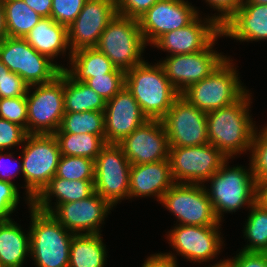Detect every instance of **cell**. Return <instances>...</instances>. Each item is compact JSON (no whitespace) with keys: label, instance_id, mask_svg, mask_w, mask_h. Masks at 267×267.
Wrapping results in <instances>:
<instances>
[{"label":"cell","instance_id":"6da1fadb","mask_svg":"<svg viewBox=\"0 0 267 267\" xmlns=\"http://www.w3.org/2000/svg\"><path fill=\"white\" fill-rule=\"evenodd\" d=\"M247 91L232 105L207 112V134L209 143L229 159L251 151L255 123L250 116L251 97Z\"/></svg>","mask_w":267,"mask_h":267},{"label":"cell","instance_id":"7a4b0ae2","mask_svg":"<svg viewBox=\"0 0 267 267\" xmlns=\"http://www.w3.org/2000/svg\"><path fill=\"white\" fill-rule=\"evenodd\" d=\"M125 86L148 119L161 120L180 96L158 62L151 65L143 61L126 71Z\"/></svg>","mask_w":267,"mask_h":267},{"label":"cell","instance_id":"3957f363","mask_svg":"<svg viewBox=\"0 0 267 267\" xmlns=\"http://www.w3.org/2000/svg\"><path fill=\"white\" fill-rule=\"evenodd\" d=\"M229 160L207 180L210 181V189L205 186L220 222L224 213L236 212L244 206L250 208L257 200V182L251 162L247 170L243 166H228Z\"/></svg>","mask_w":267,"mask_h":267},{"label":"cell","instance_id":"277c9868","mask_svg":"<svg viewBox=\"0 0 267 267\" xmlns=\"http://www.w3.org/2000/svg\"><path fill=\"white\" fill-rule=\"evenodd\" d=\"M30 209V256L36 267H69L71 241L75 234L50 213L33 205Z\"/></svg>","mask_w":267,"mask_h":267},{"label":"cell","instance_id":"5b68a950","mask_svg":"<svg viewBox=\"0 0 267 267\" xmlns=\"http://www.w3.org/2000/svg\"><path fill=\"white\" fill-rule=\"evenodd\" d=\"M21 146L25 200L31 206L56 175L61 152L54 134H28Z\"/></svg>","mask_w":267,"mask_h":267},{"label":"cell","instance_id":"8992f818","mask_svg":"<svg viewBox=\"0 0 267 267\" xmlns=\"http://www.w3.org/2000/svg\"><path fill=\"white\" fill-rule=\"evenodd\" d=\"M232 61L227 57L209 76L191 84L180 95L205 113L237 102L248 90L241 84Z\"/></svg>","mask_w":267,"mask_h":267},{"label":"cell","instance_id":"52a82bcc","mask_svg":"<svg viewBox=\"0 0 267 267\" xmlns=\"http://www.w3.org/2000/svg\"><path fill=\"white\" fill-rule=\"evenodd\" d=\"M146 45L138 19L117 14L102 32L96 48L126 72L145 61L141 54Z\"/></svg>","mask_w":267,"mask_h":267},{"label":"cell","instance_id":"ba28073f","mask_svg":"<svg viewBox=\"0 0 267 267\" xmlns=\"http://www.w3.org/2000/svg\"><path fill=\"white\" fill-rule=\"evenodd\" d=\"M26 101L27 134H54L65 113L64 70L50 83L30 85Z\"/></svg>","mask_w":267,"mask_h":267},{"label":"cell","instance_id":"9c48e42d","mask_svg":"<svg viewBox=\"0 0 267 267\" xmlns=\"http://www.w3.org/2000/svg\"><path fill=\"white\" fill-rule=\"evenodd\" d=\"M0 60L29 86L50 83L65 69L38 53L20 37H6L0 43Z\"/></svg>","mask_w":267,"mask_h":267},{"label":"cell","instance_id":"30bf717a","mask_svg":"<svg viewBox=\"0 0 267 267\" xmlns=\"http://www.w3.org/2000/svg\"><path fill=\"white\" fill-rule=\"evenodd\" d=\"M160 203L178 219L177 225H221L204 184L174 183Z\"/></svg>","mask_w":267,"mask_h":267},{"label":"cell","instance_id":"8fae6325","mask_svg":"<svg viewBox=\"0 0 267 267\" xmlns=\"http://www.w3.org/2000/svg\"><path fill=\"white\" fill-rule=\"evenodd\" d=\"M168 159L175 183L204 184L229 158L207 143L169 147Z\"/></svg>","mask_w":267,"mask_h":267},{"label":"cell","instance_id":"7c38bea8","mask_svg":"<svg viewBox=\"0 0 267 267\" xmlns=\"http://www.w3.org/2000/svg\"><path fill=\"white\" fill-rule=\"evenodd\" d=\"M94 191L113 207L129 199L131 163L118 144H106L94 160Z\"/></svg>","mask_w":267,"mask_h":267},{"label":"cell","instance_id":"4fadbf2b","mask_svg":"<svg viewBox=\"0 0 267 267\" xmlns=\"http://www.w3.org/2000/svg\"><path fill=\"white\" fill-rule=\"evenodd\" d=\"M169 147H189L209 143L207 114L181 95L161 119Z\"/></svg>","mask_w":267,"mask_h":267},{"label":"cell","instance_id":"5bb4252c","mask_svg":"<svg viewBox=\"0 0 267 267\" xmlns=\"http://www.w3.org/2000/svg\"><path fill=\"white\" fill-rule=\"evenodd\" d=\"M217 38L203 51L171 55L159 61L166 77L181 94L191 84L209 76L227 58L214 50Z\"/></svg>","mask_w":267,"mask_h":267},{"label":"cell","instance_id":"9a60e30c","mask_svg":"<svg viewBox=\"0 0 267 267\" xmlns=\"http://www.w3.org/2000/svg\"><path fill=\"white\" fill-rule=\"evenodd\" d=\"M168 231V241L184 259L190 262H209L220 254L223 247V237L219 229L214 226L176 225ZM217 255V256H216Z\"/></svg>","mask_w":267,"mask_h":267},{"label":"cell","instance_id":"2e32d148","mask_svg":"<svg viewBox=\"0 0 267 267\" xmlns=\"http://www.w3.org/2000/svg\"><path fill=\"white\" fill-rule=\"evenodd\" d=\"M113 206L96 192L86 199L52 206L50 214L75 235L100 234V226Z\"/></svg>","mask_w":267,"mask_h":267},{"label":"cell","instance_id":"e0dca14e","mask_svg":"<svg viewBox=\"0 0 267 267\" xmlns=\"http://www.w3.org/2000/svg\"><path fill=\"white\" fill-rule=\"evenodd\" d=\"M116 15V0H87L79 15L67 28L71 53L96 47L102 32Z\"/></svg>","mask_w":267,"mask_h":267},{"label":"cell","instance_id":"ac0fdd59","mask_svg":"<svg viewBox=\"0 0 267 267\" xmlns=\"http://www.w3.org/2000/svg\"><path fill=\"white\" fill-rule=\"evenodd\" d=\"M185 0H160L138 19L145 43L153 44L167 32L187 26L199 13Z\"/></svg>","mask_w":267,"mask_h":267},{"label":"cell","instance_id":"d6986e66","mask_svg":"<svg viewBox=\"0 0 267 267\" xmlns=\"http://www.w3.org/2000/svg\"><path fill=\"white\" fill-rule=\"evenodd\" d=\"M118 145L131 165L167 160L169 155L166 130L159 119H148Z\"/></svg>","mask_w":267,"mask_h":267},{"label":"cell","instance_id":"ffe728a7","mask_svg":"<svg viewBox=\"0 0 267 267\" xmlns=\"http://www.w3.org/2000/svg\"><path fill=\"white\" fill-rule=\"evenodd\" d=\"M198 14L187 26L170 31L159 37L152 45L171 55L194 53L205 50L216 38L222 37L221 26L211 16Z\"/></svg>","mask_w":267,"mask_h":267},{"label":"cell","instance_id":"44dd1931","mask_svg":"<svg viewBox=\"0 0 267 267\" xmlns=\"http://www.w3.org/2000/svg\"><path fill=\"white\" fill-rule=\"evenodd\" d=\"M103 112L107 144H118L148 120L126 86L106 101Z\"/></svg>","mask_w":267,"mask_h":267},{"label":"cell","instance_id":"7402d4cb","mask_svg":"<svg viewBox=\"0 0 267 267\" xmlns=\"http://www.w3.org/2000/svg\"><path fill=\"white\" fill-rule=\"evenodd\" d=\"M174 183L169 159L131 165L129 199L154 196L160 202Z\"/></svg>","mask_w":267,"mask_h":267},{"label":"cell","instance_id":"603a6c76","mask_svg":"<svg viewBox=\"0 0 267 267\" xmlns=\"http://www.w3.org/2000/svg\"><path fill=\"white\" fill-rule=\"evenodd\" d=\"M221 32L240 42L267 40V5L242 3L221 26Z\"/></svg>","mask_w":267,"mask_h":267},{"label":"cell","instance_id":"cb8c5ba5","mask_svg":"<svg viewBox=\"0 0 267 267\" xmlns=\"http://www.w3.org/2000/svg\"><path fill=\"white\" fill-rule=\"evenodd\" d=\"M27 43L38 53L54 60L55 57L64 55L67 50L68 59L72 55L68 44L67 27L54 21L51 17L42 18L25 37Z\"/></svg>","mask_w":267,"mask_h":267},{"label":"cell","instance_id":"d4e9b609","mask_svg":"<svg viewBox=\"0 0 267 267\" xmlns=\"http://www.w3.org/2000/svg\"><path fill=\"white\" fill-rule=\"evenodd\" d=\"M94 192V180L70 181L54 176L32 201V205L40 211L50 213L52 211L51 201L53 196L56 197V202H54L56 207L59 204L86 199Z\"/></svg>","mask_w":267,"mask_h":267},{"label":"cell","instance_id":"484cf974","mask_svg":"<svg viewBox=\"0 0 267 267\" xmlns=\"http://www.w3.org/2000/svg\"><path fill=\"white\" fill-rule=\"evenodd\" d=\"M30 232L12 221H0V266L23 267L30 255Z\"/></svg>","mask_w":267,"mask_h":267},{"label":"cell","instance_id":"4316f807","mask_svg":"<svg viewBox=\"0 0 267 267\" xmlns=\"http://www.w3.org/2000/svg\"><path fill=\"white\" fill-rule=\"evenodd\" d=\"M70 68L64 71L75 81L84 82L88 78L106 73H125L118 69L111 60L96 47L83 48L72 52Z\"/></svg>","mask_w":267,"mask_h":267},{"label":"cell","instance_id":"83f0119b","mask_svg":"<svg viewBox=\"0 0 267 267\" xmlns=\"http://www.w3.org/2000/svg\"><path fill=\"white\" fill-rule=\"evenodd\" d=\"M102 234L74 235L71 241L69 267H104L107 260Z\"/></svg>","mask_w":267,"mask_h":267},{"label":"cell","instance_id":"f1b7e54d","mask_svg":"<svg viewBox=\"0 0 267 267\" xmlns=\"http://www.w3.org/2000/svg\"><path fill=\"white\" fill-rule=\"evenodd\" d=\"M106 100L86 83L75 81L64 71L65 112L104 111Z\"/></svg>","mask_w":267,"mask_h":267},{"label":"cell","instance_id":"f546056e","mask_svg":"<svg viewBox=\"0 0 267 267\" xmlns=\"http://www.w3.org/2000/svg\"><path fill=\"white\" fill-rule=\"evenodd\" d=\"M8 37L25 38L42 17L23 0H2Z\"/></svg>","mask_w":267,"mask_h":267},{"label":"cell","instance_id":"4dcf8cb0","mask_svg":"<svg viewBox=\"0 0 267 267\" xmlns=\"http://www.w3.org/2000/svg\"><path fill=\"white\" fill-rule=\"evenodd\" d=\"M61 155L79 156L95 160L101 149L107 144L105 136L89 133H54Z\"/></svg>","mask_w":267,"mask_h":267},{"label":"cell","instance_id":"1f68e13d","mask_svg":"<svg viewBox=\"0 0 267 267\" xmlns=\"http://www.w3.org/2000/svg\"><path fill=\"white\" fill-rule=\"evenodd\" d=\"M243 230L248 241L242 251L246 252H266L267 251V208L257 200L249 209Z\"/></svg>","mask_w":267,"mask_h":267},{"label":"cell","instance_id":"d6a6232c","mask_svg":"<svg viewBox=\"0 0 267 267\" xmlns=\"http://www.w3.org/2000/svg\"><path fill=\"white\" fill-rule=\"evenodd\" d=\"M103 111L65 112L55 133L93 134L105 136Z\"/></svg>","mask_w":267,"mask_h":267},{"label":"cell","instance_id":"836d02e7","mask_svg":"<svg viewBox=\"0 0 267 267\" xmlns=\"http://www.w3.org/2000/svg\"><path fill=\"white\" fill-rule=\"evenodd\" d=\"M55 177L66 180H95L94 160L79 156L61 155Z\"/></svg>","mask_w":267,"mask_h":267},{"label":"cell","instance_id":"e575fe53","mask_svg":"<svg viewBox=\"0 0 267 267\" xmlns=\"http://www.w3.org/2000/svg\"><path fill=\"white\" fill-rule=\"evenodd\" d=\"M250 153L249 161L256 182L267 180V126L259 131L256 129Z\"/></svg>","mask_w":267,"mask_h":267},{"label":"cell","instance_id":"d590c367","mask_svg":"<svg viewBox=\"0 0 267 267\" xmlns=\"http://www.w3.org/2000/svg\"><path fill=\"white\" fill-rule=\"evenodd\" d=\"M84 83L108 101L125 86V73H106L88 78Z\"/></svg>","mask_w":267,"mask_h":267},{"label":"cell","instance_id":"8d00e7d4","mask_svg":"<svg viewBox=\"0 0 267 267\" xmlns=\"http://www.w3.org/2000/svg\"><path fill=\"white\" fill-rule=\"evenodd\" d=\"M0 118L18 124L26 130V123H27L26 96L1 98Z\"/></svg>","mask_w":267,"mask_h":267},{"label":"cell","instance_id":"74e56055","mask_svg":"<svg viewBox=\"0 0 267 267\" xmlns=\"http://www.w3.org/2000/svg\"><path fill=\"white\" fill-rule=\"evenodd\" d=\"M87 0H52L51 18L66 26L74 22Z\"/></svg>","mask_w":267,"mask_h":267},{"label":"cell","instance_id":"f35d334b","mask_svg":"<svg viewBox=\"0 0 267 267\" xmlns=\"http://www.w3.org/2000/svg\"><path fill=\"white\" fill-rule=\"evenodd\" d=\"M27 135L22 126L0 118V151L20 146Z\"/></svg>","mask_w":267,"mask_h":267},{"label":"cell","instance_id":"ab89813d","mask_svg":"<svg viewBox=\"0 0 267 267\" xmlns=\"http://www.w3.org/2000/svg\"><path fill=\"white\" fill-rule=\"evenodd\" d=\"M19 190L14 183L0 180V221H7L19 203Z\"/></svg>","mask_w":267,"mask_h":267},{"label":"cell","instance_id":"60d3db41","mask_svg":"<svg viewBox=\"0 0 267 267\" xmlns=\"http://www.w3.org/2000/svg\"><path fill=\"white\" fill-rule=\"evenodd\" d=\"M223 267H267V252L240 250L232 259H225Z\"/></svg>","mask_w":267,"mask_h":267},{"label":"cell","instance_id":"b9f144b4","mask_svg":"<svg viewBox=\"0 0 267 267\" xmlns=\"http://www.w3.org/2000/svg\"><path fill=\"white\" fill-rule=\"evenodd\" d=\"M160 0H116L117 14L139 19Z\"/></svg>","mask_w":267,"mask_h":267},{"label":"cell","instance_id":"7bdbcfd3","mask_svg":"<svg viewBox=\"0 0 267 267\" xmlns=\"http://www.w3.org/2000/svg\"><path fill=\"white\" fill-rule=\"evenodd\" d=\"M28 87L19 75L10 71L0 85V99L26 96Z\"/></svg>","mask_w":267,"mask_h":267},{"label":"cell","instance_id":"ee69618b","mask_svg":"<svg viewBox=\"0 0 267 267\" xmlns=\"http://www.w3.org/2000/svg\"><path fill=\"white\" fill-rule=\"evenodd\" d=\"M214 10H217L218 15H212L220 26H222L233 14L240 8L245 0H205Z\"/></svg>","mask_w":267,"mask_h":267},{"label":"cell","instance_id":"f6af8a7d","mask_svg":"<svg viewBox=\"0 0 267 267\" xmlns=\"http://www.w3.org/2000/svg\"><path fill=\"white\" fill-rule=\"evenodd\" d=\"M4 158L6 160L8 159L10 161L15 159V157H13V152L12 153L7 152L4 154L3 150L0 151V180L14 183V182H12V179H14L18 173L20 174V172H21L22 176H23L22 161L19 160L20 163H17L19 165L16 164V167H18V168H16L14 165L13 167H15L16 169L14 168L15 170H13L12 169L13 167L11 166L12 167L11 168L9 165L10 161L7 162V161L3 160ZM12 158H14V159H12ZM7 163H9V164H7ZM15 171H17V172H15Z\"/></svg>","mask_w":267,"mask_h":267},{"label":"cell","instance_id":"bcb514c9","mask_svg":"<svg viewBox=\"0 0 267 267\" xmlns=\"http://www.w3.org/2000/svg\"><path fill=\"white\" fill-rule=\"evenodd\" d=\"M174 253H156L146 258L142 267H178Z\"/></svg>","mask_w":267,"mask_h":267},{"label":"cell","instance_id":"7dc6e473","mask_svg":"<svg viewBox=\"0 0 267 267\" xmlns=\"http://www.w3.org/2000/svg\"><path fill=\"white\" fill-rule=\"evenodd\" d=\"M26 5L33 9L42 18L51 17L52 0H23Z\"/></svg>","mask_w":267,"mask_h":267},{"label":"cell","instance_id":"c3c4849f","mask_svg":"<svg viewBox=\"0 0 267 267\" xmlns=\"http://www.w3.org/2000/svg\"><path fill=\"white\" fill-rule=\"evenodd\" d=\"M257 201L267 208V180L257 183Z\"/></svg>","mask_w":267,"mask_h":267},{"label":"cell","instance_id":"681fc988","mask_svg":"<svg viewBox=\"0 0 267 267\" xmlns=\"http://www.w3.org/2000/svg\"><path fill=\"white\" fill-rule=\"evenodd\" d=\"M8 37L6 32L5 13L2 0H0V43Z\"/></svg>","mask_w":267,"mask_h":267},{"label":"cell","instance_id":"f907efd6","mask_svg":"<svg viewBox=\"0 0 267 267\" xmlns=\"http://www.w3.org/2000/svg\"><path fill=\"white\" fill-rule=\"evenodd\" d=\"M9 72H10V70L0 60V85H1L2 81L5 79L6 74Z\"/></svg>","mask_w":267,"mask_h":267},{"label":"cell","instance_id":"816d5d0a","mask_svg":"<svg viewBox=\"0 0 267 267\" xmlns=\"http://www.w3.org/2000/svg\"><path fill=\"white\" fill-rule=\"evenodd\" d=\"M243 3H256L261 5H267V0H245Z\"/></svg>","mask_w":267,"mask_h":267},{"label":"cell","instance_id":"f5cc1de1","mask_svg":"<svg viewBox=\"0 0 267 267\" xmlns=\"http://www.w3.org/2000/svg\"><path fill=\"white\" fill-rule=\"evenodd\" d=\"M225 259L220 260L219 262L209 266V267H223L224 266Z\"/></svg>","mask_w":267,"mask_h":267}]
</instances>
